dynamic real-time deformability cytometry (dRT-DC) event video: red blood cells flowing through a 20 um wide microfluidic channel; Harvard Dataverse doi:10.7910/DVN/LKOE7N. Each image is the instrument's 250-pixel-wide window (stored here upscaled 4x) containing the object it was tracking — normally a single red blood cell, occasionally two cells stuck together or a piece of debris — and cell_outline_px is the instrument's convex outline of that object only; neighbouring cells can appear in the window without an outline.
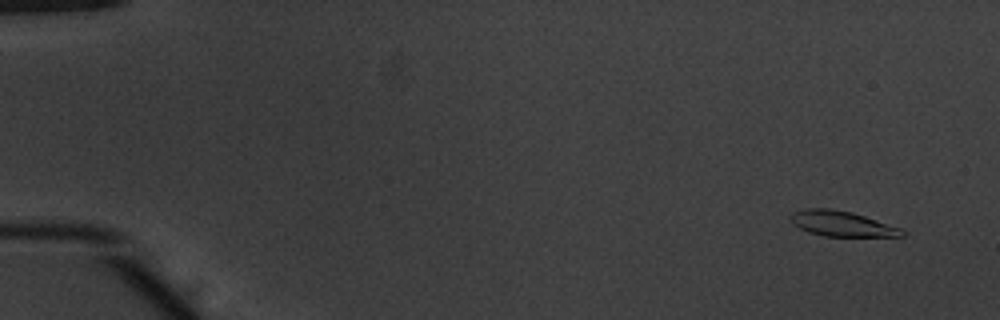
{"species": "common noctule bat (a hibernating species)", "species_latin": "Nyctalus noctula", "temperature_condition": "warm", "stored_images_in_passage": 54, "camera_frame_rate_fps": 3000, "um_per_image_px": 0.085, "animal": {"sex": "male", "body_mass_g": 20.1, "forearm_length_mm": 53.5}, "frame": {"image": 1, "passage_image": 4, "time_ms": 1.0, "image_size_px": [1000, 320], "cell_outline_px": [[908, 232], [904, 236], [824, 236], [808, 232], [800, 228], [788, 216], [792, 212], [804, 208], [828, 208], [852, 212], [900, 228]], "centroid_in_image_um": [71.54, 19.01], "position_along_channel_um": 13.5, "area_um2": 16.3}}
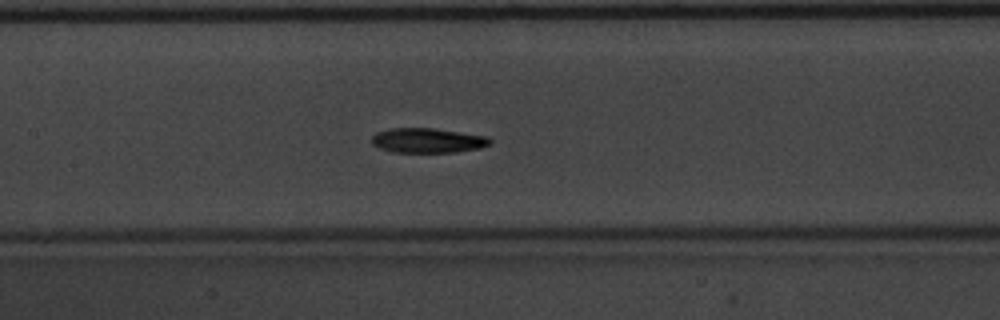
{"frame": {"image": 2, "passage_image": 27, "time_ms": 8.667, "image_size_px": [1000, 320], "cell_outline_px": [[492, 144], [480, 148], [456, 152], [392, 152], [380, 148], [372, 144], [372, 136], [376, 132], [388, 128], [432, 128], [488, 136], [492, 140]], "centroid_in_image_um": [36.36, 11.94], "position_along_channel_um": 171.0, "area_um2": 17.17}}
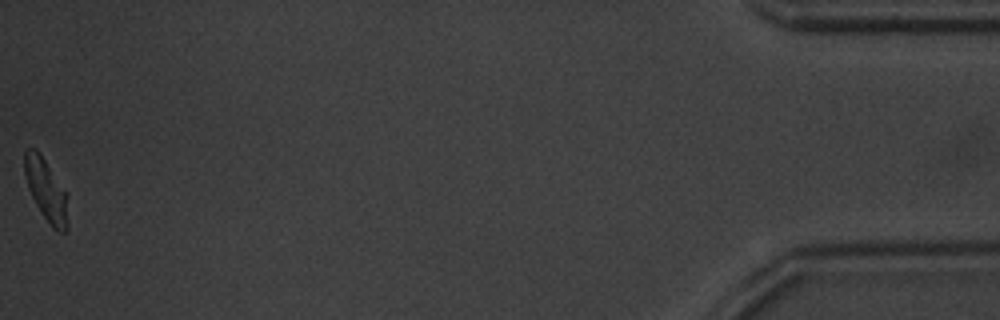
{"frame": {"image": 3, "passage_image": 54, "time_ms": 17.667, "image_size_px": [1000, 320], "cell_outline_px": [[68, 232], [60, 232], [52, 228], [36, 204], [28, 188], [24, 172], [24, 148], [36, 148], [40, 152], [68, 192]], "centroid_in_image_um": [3.96, 16.13], "position_along_channel_um": 431.2, "area_um2": 16.24}, "authors_computed_cell_mechanics": {"area_um2": 17.0221, "velocity_mm_per_s": 3.8815, "shape_relaxation_time_tau1_ms": 3.6928, "shape_relaxation_time_tau2_ms": 4.8783, "deformation_change_tau1": 0.1381, "deformation_change_tau2": 0.1281}}